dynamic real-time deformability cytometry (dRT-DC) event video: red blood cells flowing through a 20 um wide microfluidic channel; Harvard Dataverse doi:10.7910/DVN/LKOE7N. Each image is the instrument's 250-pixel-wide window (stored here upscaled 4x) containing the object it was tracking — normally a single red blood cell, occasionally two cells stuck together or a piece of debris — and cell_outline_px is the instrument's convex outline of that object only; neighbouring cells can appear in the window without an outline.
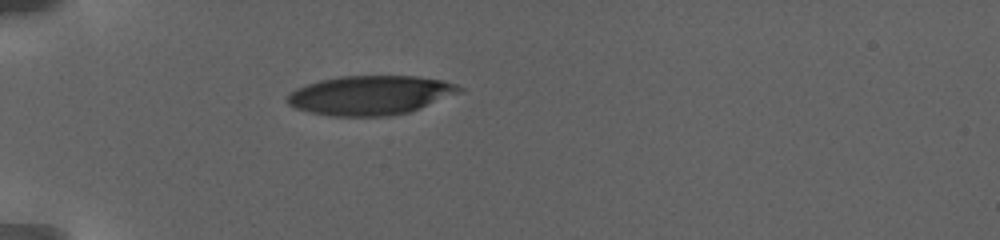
{"species": "human", "species_latin": "Homo sapiens", "temperature_condition": "warm", "stored_images_in_passage": 43, "camera_frame_rate_fps": 3000, "um_per_image_px": 0.085, "donor": {"sex": "female"}, "frame": {"image": 1, "passage_image": 1, "time_ms": 0.0, "image_size_px": [1000, 240], "cell_outline_px": [[464, 92], [408, 112], [384, 116], [336, 116], [312, 112], [296, 108], [288, 104], [288, 96], [296, 88], [320, 80], [340, 76], [416, 76], [444, 80], [456, 84], [464, 88]], "centroid_in_image_um": [31.55, 8.08], "position_along_channel_um": 53.5, "area_um2": 39.13}}
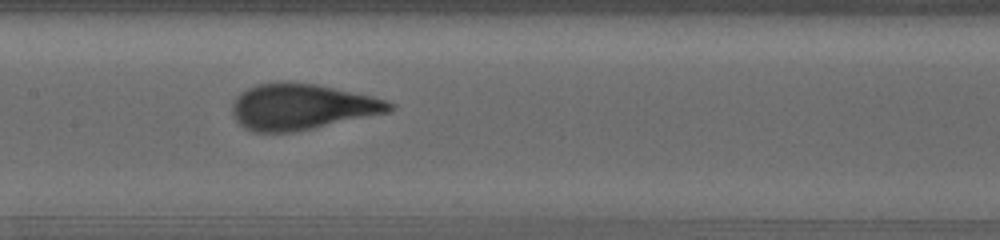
{"frame": {"image": 2, "passage_image": 15, "time_ms": 5.333, "image_size_px": [1000, 240], "cell_outline_px": [[396, 108], [392, 112], [292, 132], [252, 132], [244, 128], [236, 120], [232, 112], [232, 104], [236, 96], [240, 92], [256, 84], [284, 80], [316, 84], [372, 96], [396, 104]], "centroid_in_image_um": [25.65, 9.06], "position_along_channel_um": 181.8, "area_um2": 42.43}}
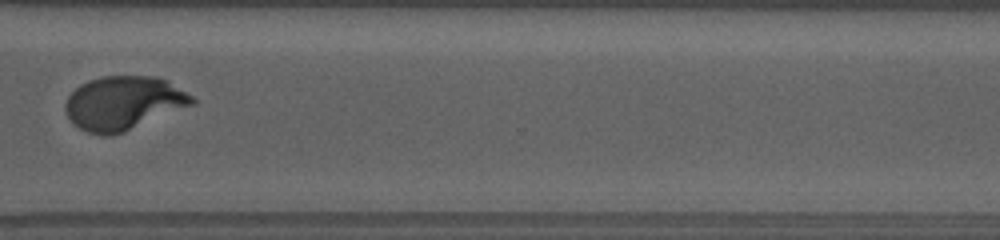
{"frame": {"image": 3, "passage_image": 30, "time_ms": 11.667, "image_size_px": [1000, 240], "cell_outline_px": [[196, 104], [124, 132], [108, 136], [104, 136], [88, 132], [80, 128], [68, 116], [64, 108], [64, 104], [68, 96], [80, 84], [88, 80], [100, 76], [152, 76], [168, 80], [192, 96], [196, 100]], "centroid_in_image_um": [10.52, 8.75], "position_along_channel_um": 360.1, "area_um2": 39.77}, "authors_computed_cell_mechanics": {"area_um2": 40.6334, "velocity_mm_per_s": 2.8186, "shape_relaxation_time_tau1_ms": 5.6253, "shape_relaxation_time_tau2_ms": null, "deformation_change_tau1": 0.2601, "deformation_change_tau2": null}}